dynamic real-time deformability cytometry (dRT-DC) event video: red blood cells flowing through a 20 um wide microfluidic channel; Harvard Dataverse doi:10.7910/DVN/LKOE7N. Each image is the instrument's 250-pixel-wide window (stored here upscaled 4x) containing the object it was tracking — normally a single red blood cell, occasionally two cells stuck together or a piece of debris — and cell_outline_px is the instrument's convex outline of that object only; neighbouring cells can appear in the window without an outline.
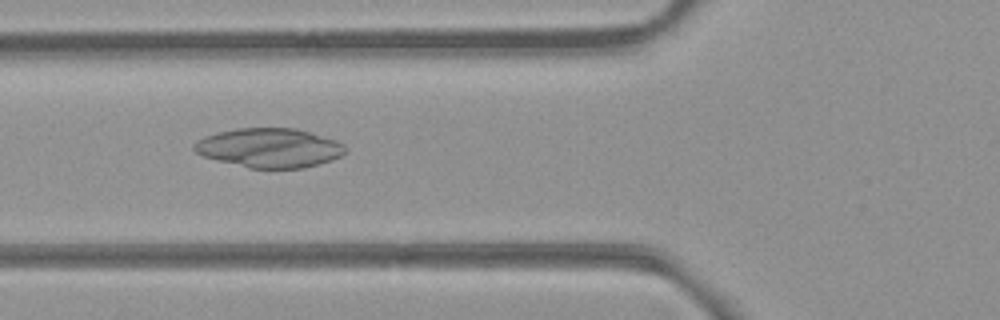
{"species": "common noctule bat (a hibernating species)", "species_latin": "Nyctalus noctula", "temperature_condition": "room temperature", "stored_images_in_passage": 48, "camera_frame_rate_fps": 3000, "um_per_image_px": 0.085, "animal": {"sex": "female", "body_mass_g": 21.9}, "frame": {"image": 1, "passage_image": 18, "time_ms": 5.667, "image_size_px": [1000, 320], "cell_outline_px": [[348, 148], [340, 156], [332, 160], [304, 168], [248, 168], [204, 156], [196, 152], [192, 148], [192, 144], [204, 136], [216, 132], [236, 128], [296, 128], [336, 140], [344, 144]], "centroid_in_image_um": [22.9, 12.56], "position_along_channel_um": 102.9, "area_um2": 34.62}}
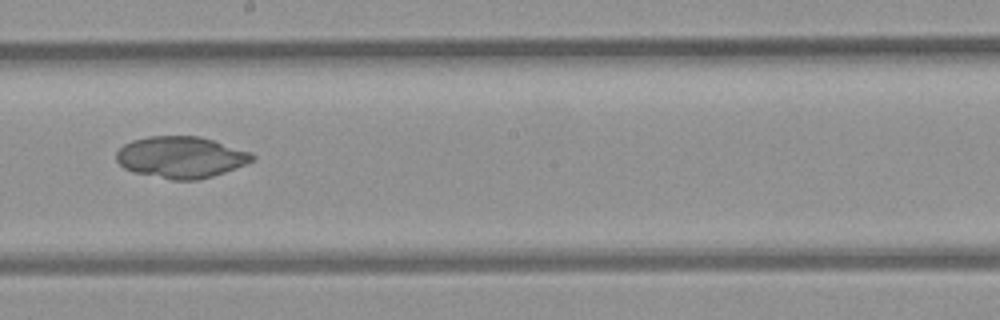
{"frame": {"image": 2, "passage_image": 28, "time_ms": 9.0, "image_size_px": [1000, 320], "cell_outline_px": [[256, 156], [248, 164], [200, 180], [172, 180], [132, 172], [124, 168], [116, 160], [116, 152], [124, 144], [132, 140], [148, 136], [200, 136], [252, 152]], "centroid_in_image_um": [15.38, 13.36], "position_along_channel_um": 232.8, "area_um2": 33.12}}
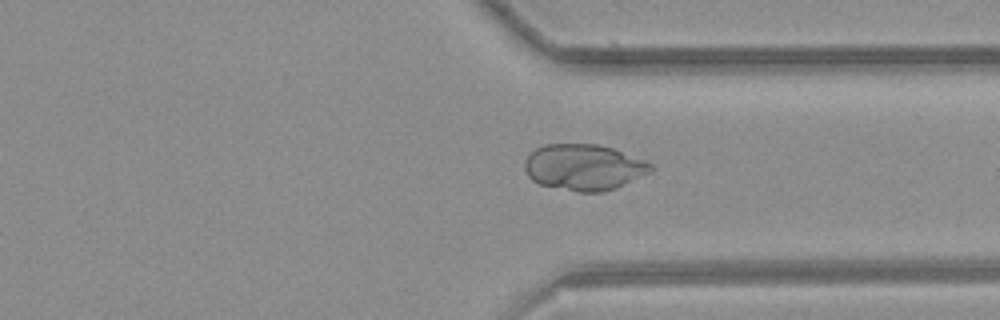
{"frame": {"image": 3, "passage_image": 38, "time_ms": 12.333, "image_size_px": [1000, 320], "cell_outline_px": [[656, 168], [652, 172], [616, 188], [604, 192], [576, 192], [540, 184], [532, 180], [528, 176], [524, 168], [524, 160], [536, 148], [544, 144], [596, 144], [612, 148], [648, 160]], "centroid_in_image_um": [49.67, 14.22], "position_along_channel_um": 361.7, "area_um2": 34.28}}